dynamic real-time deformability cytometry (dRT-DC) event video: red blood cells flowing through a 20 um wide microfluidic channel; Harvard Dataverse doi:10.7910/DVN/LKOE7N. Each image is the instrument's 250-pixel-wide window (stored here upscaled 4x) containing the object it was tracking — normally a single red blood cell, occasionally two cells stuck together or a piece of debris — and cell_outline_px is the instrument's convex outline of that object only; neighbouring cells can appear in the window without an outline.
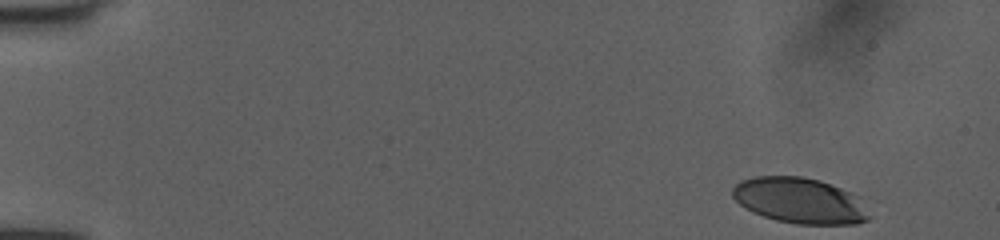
{"species": "human", "species_latin": "Homo sapiens", "temperature_condition": "room temperature", "stored_images_in_passage": 48, "camera_frame_rate_fps": 3000, "um_per_image_px": 0.085, "donor": {"sex": "female"}, "frame": {"image": 1, "passage_image": 1, "time_ms": 0.0, "image_size_px": [1000, 240], "cell_outline_px": [[872, 216], [868, 220], [856, 224], [796, 224], [776, 220], [752, 212], [740, 204], [732, 196], [732, 188], [740, 180], [756, 176], [800, 176], [820, 180], [840, 188], [856, 196]], "centroid_in_image_um": [67.96, 17.05], "position_along_channel_um": 17.0, "area_um2": 36.3}}
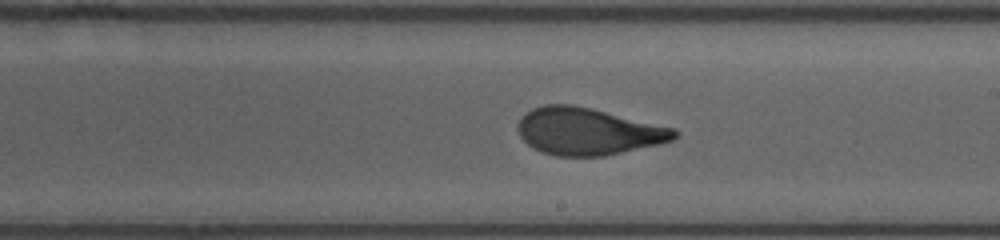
{"frame": {"image": 2, "passage_image": 28, "time_ms": 9.0, "image_size_px": [1000, 240], "cell_outline_px": [[680, 132], [672, 140], [660, 144], [604, 156], [556, 156], [540, 152], [532, 148], [520, 136], [516, 128], [516, 124], [520, 116], [532, 108], [544, 104], [572, 104], [592, 108], [676, 128]], "centroid_in_image_um": [49.95, 11.16], "position_along_channel_um": 239.0, "area_um2": 43.47}}
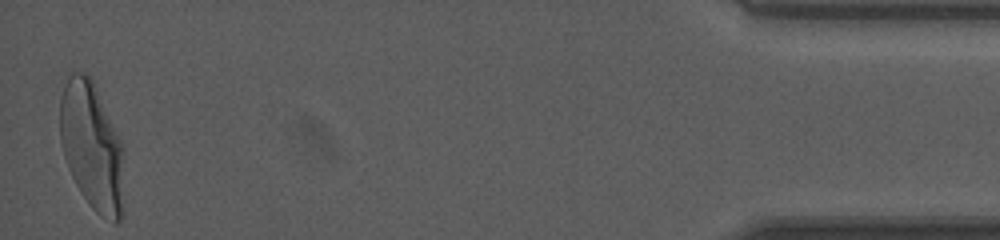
{"frame": {"image": 3, "passage_image": 48, "time_ms": 15.667, "image_size_px": [1000, 240], "cell_outline_px": [[124, 216], [116, 224], [100, 216], [88, 204], [76, 184], [68, 168], [60, 144], [60, 96], [64, 84], [68, 76], [72, 72], [84, 72], [92, 80], [124, 148]], "centroid_in_image_um": [7.83, 12.52], "position_along_channel_um": 427.4, "area_um2": 48.32}, "authors_computed_cell_mechanics": {"area_um2": 43.35, "velocity_mm_per_s": 4.0174, "shape_relaxation_time_tau1_ms": 4.3807, "shape_relaxation_time_tau2_ms": 0.8121, "deformation_change_tau1": 0.1914, "deformation_change_tau2": 0.0757}}